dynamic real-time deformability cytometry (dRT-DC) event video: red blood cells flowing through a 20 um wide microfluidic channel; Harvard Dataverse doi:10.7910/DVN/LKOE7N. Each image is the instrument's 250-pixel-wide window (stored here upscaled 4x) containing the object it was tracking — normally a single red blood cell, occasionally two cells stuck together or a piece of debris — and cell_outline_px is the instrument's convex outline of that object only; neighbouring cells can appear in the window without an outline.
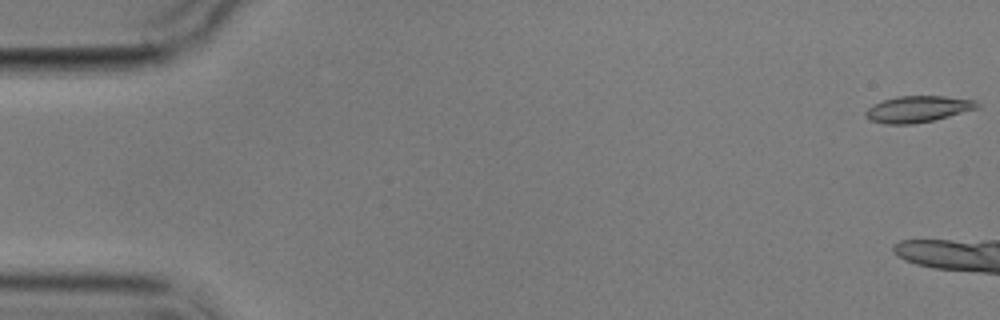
{"species": "common noctule bat (a hibernating species)", "species_latin": "Nyctalus noctula", "temperature_condition": "cold", "stored_images_in_passage": 7, "camera_frame_rate_fps": 3000, "um_per_image_px": 0.085, "animal": {"sex": "male", "body_mass_g": 17.9}, "frame": {"image": 1, "passage_image": 1, "time_ms": 0.0, "image_size_px": [1000, 320], "cell_outline_px": [[980, 108], [932, 120], [912, 124], [884, 124], [868, 120], [864, 116], [864, 112], [872, 104], [896, 96], [944, 96], [976, 100], [980, 104]], "centroid_in_image_um": [77.99, 9.27], "position_along_channel_um": 7.0, "area_um2": 17.28}}